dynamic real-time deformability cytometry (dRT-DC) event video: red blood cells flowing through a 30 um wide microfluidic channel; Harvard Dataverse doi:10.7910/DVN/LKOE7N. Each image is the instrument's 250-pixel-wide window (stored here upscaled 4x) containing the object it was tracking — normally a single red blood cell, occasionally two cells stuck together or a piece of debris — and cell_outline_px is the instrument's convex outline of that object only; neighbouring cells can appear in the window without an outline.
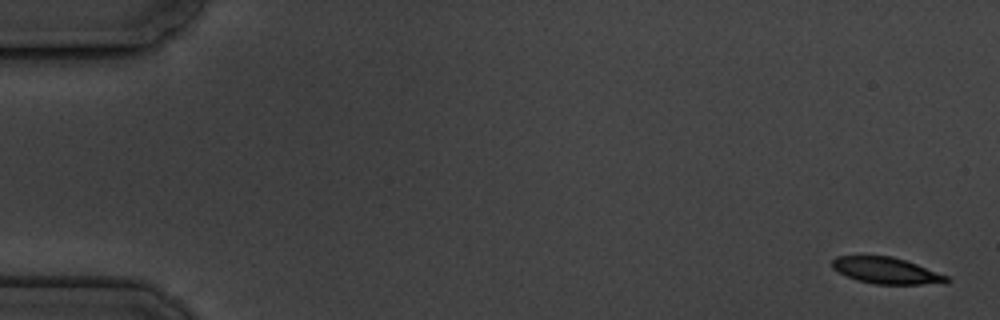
{"species": "common noctule bat (a hibernating species)", "species_latin": "Nyctalus noctula", "temperature_condition": "cold", "stored_images_in_passage": 7, "camera_frame_rate_fps": 3000, "um_per_image_px": 0.085, "animal": {"sex": "male", "body_mass_g": 19.5, "forearm_length_mm": 54.6}, "frame": {"image": 1, "passage_image": 1, "time_ms": 0.0, "image_size_px": [1000, 320], "cell_outline_px": [[952, 280], [948, 284], [876, 284], [856, 280], [844, 276], [832, 268], [832, 260], [836, 256], [892, 256], [916, 264], [948, 276]], "centroid_in_image_um": [75.35, 23.02], "position_along_channel_um": 9.6, "area_um2": 17.74}}
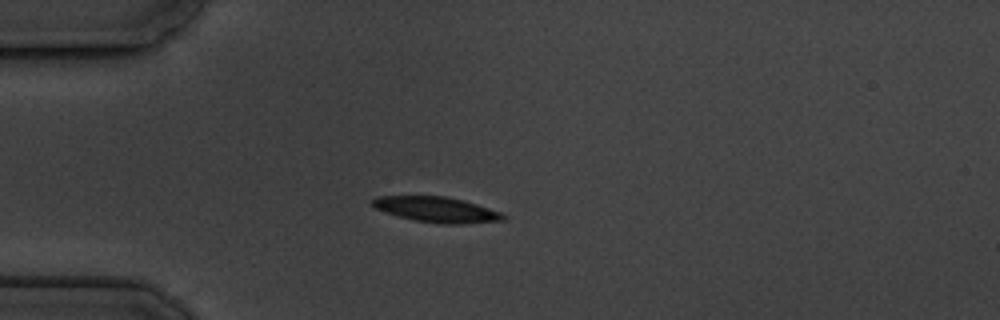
{"frame": {"image": 2, "passage_image": 5, "time_ms": 4.667, "image_size_px": [1000, 320], "cell_outline_px": [[508, 216], [504, 220], [464, 224], [440, 224], [416, 220], [400, 216], [376, 208], [368, 200], [376, 196], [448, 196], [464, 200], [500, 212]], "centroid_in_image_um": [37.13, 17.8], "position_along_channel_um": 47.9, "area_um2": 19.31}}